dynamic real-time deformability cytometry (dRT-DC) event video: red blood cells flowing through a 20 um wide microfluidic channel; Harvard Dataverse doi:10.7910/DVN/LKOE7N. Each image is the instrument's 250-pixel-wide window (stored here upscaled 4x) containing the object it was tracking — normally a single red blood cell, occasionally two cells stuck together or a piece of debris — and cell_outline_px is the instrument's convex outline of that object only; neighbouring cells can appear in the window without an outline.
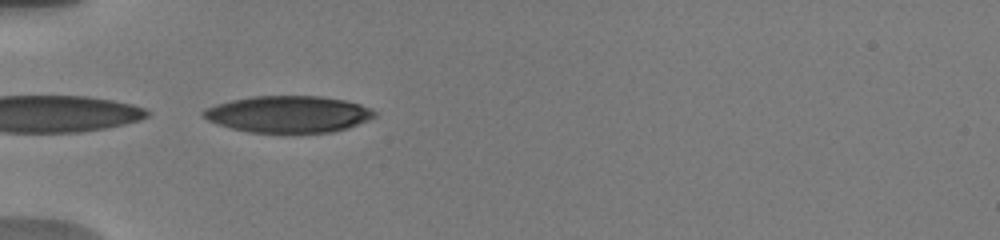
{"species": "human", "species_latin": "Homo sapiens", "temperature_condition": "warm", "stored_images_in_passage": 28, "camera_frame_rate_fps": 3000, "um_per_image_px": 0.085, "donor": {"sex": "male"}, "frame": {"image": 1, "passage_image": 1, "time_ms": 0.0, "image_size_px": [1000, 240], "cell_outline_px": [[376, 116], [368, 120], [348, 128], [332, 132], [288, 136], [248, 132], [232, 128], [208, 120], [200, 112], [204, 108], [216, 104], [232, 100], [252, 96], [320, 96], [344, 100], [360, 104], [372, 108], [376, 112]], "centroid_in_image_um": [24.53, 9.75], "position_along_channel_um": 60.5, "area_um2": 37.69}}
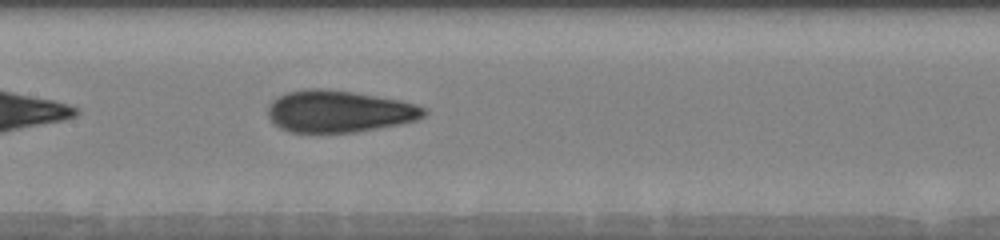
{"frame": {"image": 2, "passage_image": 10, "time_ms": 3.333, "image_size_px": [1000, 240], "cell_outline_px": [[428, 112], [424, 116], [416, 120], [400, 124], [356, 132], [292, 132], [280, 128], [268, 116], [268, 108], [272, 100], [288, 92], [304, 88], [324, 88], [352, 92], [400, 100], [416, 104], [428, 108]], "centroid_in_image_um": [28.85, 9.46], "position_along_channel_um": 178.6, "area_um2": 38.09}}
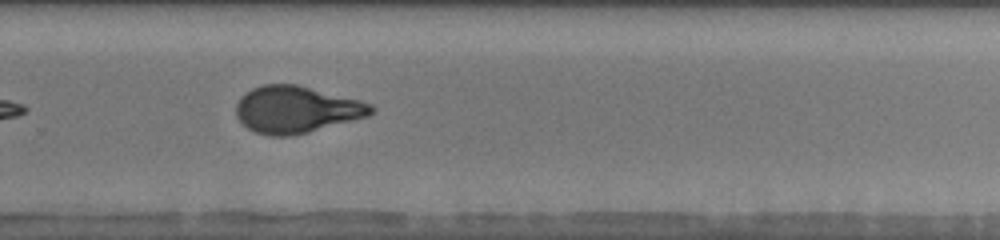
{"frame": {"image": 3, "passage_image": 19, "time_ms": 6.667, "image_size_px": [1000, 240], "cell_outline_px": [[376, 108], [368, 116], [308, 132], [288, 136], [268, 136], [256, 132], [248, 128], [236, 116], [236, 104], [240, 96], [252, 88], [264, 84], [296, 84], [360, 100], [372, 104]], "centroid_in_image_um": [25.17, 9.3], "position_along_channel_um": 304.6, "area_um2": 36.76}, "authors_computed_cell_mechanics": {"area_um2": 37.6856, "velocity_mm_per_s": 3.8001, "shape_relaxation_time_tau1_ms": 6.2357, "shape_relaxation_time_tau2_ms": 0.9771, "deformation_change_tau1": 0.237, "deformation_change_tau2": 0.0719}}